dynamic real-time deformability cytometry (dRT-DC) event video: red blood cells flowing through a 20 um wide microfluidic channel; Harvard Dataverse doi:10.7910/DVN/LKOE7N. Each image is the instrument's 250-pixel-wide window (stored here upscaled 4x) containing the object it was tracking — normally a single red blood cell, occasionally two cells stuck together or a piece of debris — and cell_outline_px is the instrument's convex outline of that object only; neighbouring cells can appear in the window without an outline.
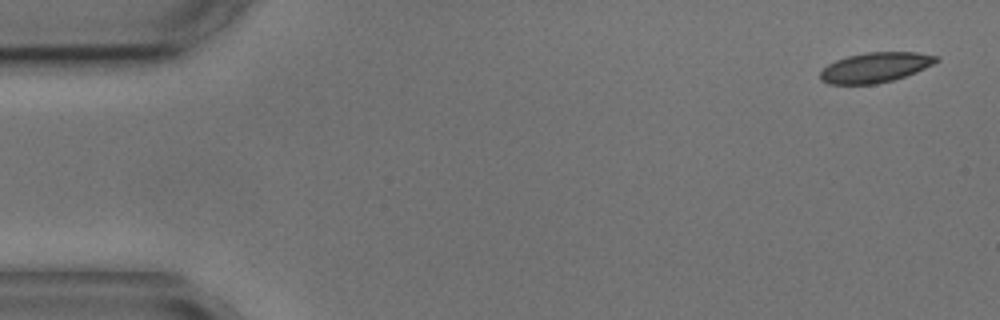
{"species": "common noctule bat (a hibernating species)", "species_latin": "Nyctalus noctula", "temperature_condition": "cold", "stored_images_in_passage": 4, "camera_frame_rate_fps": 3000, "um_per_image_px": 0.085, "animal": {"sex": "male", "body_mass_g": 17.9, "forearm_length_mm": 54.2}, "frame": {"image": 1, "passage_image": 1, "time_ms": 0.0, "image_size_px": [1000, 320], "cell_outline_px": [[940, 60], [916, 72], [892, 80], [876, 84], [828, 84], [820, 80], [820, 72], [828, 64], [836, 60], [848, 56], [868, 52], [916, 52], [940, 56]], "centroid_in_image_um": [74.4, 5.73], "position_along_channel_um": 10.6, "area_um2": 20.23}}
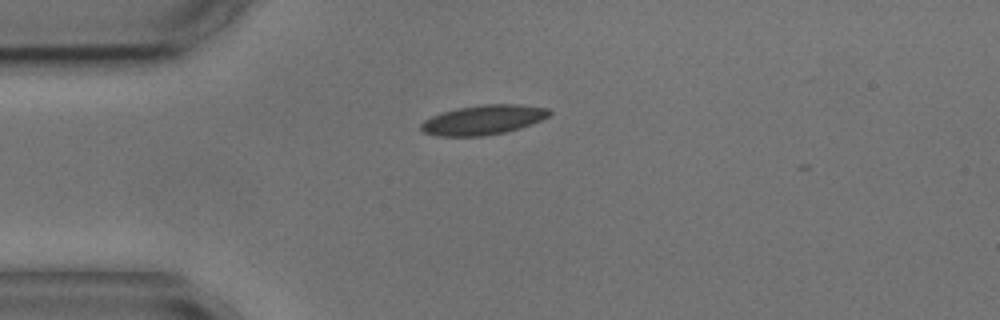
{"frame": {"image": 2, "passage_image": 4, "time_ms": 3.667, "image_size_px": [1000, 320], "cell_outline_px": [[552, 112], [548, 116], [540, 120], [520, 128], [504, 132], [484, 136], [436, 136], [424, 132], [420, 128], [420, 124], [424, 120], [432, 116], [456, 108], [484, 104], [520, 104], [548, 108]], "centroid_in_image_um": [41.07, 10.18], "position_along_channel_um": 43.9, "area_um2": 22.08}}